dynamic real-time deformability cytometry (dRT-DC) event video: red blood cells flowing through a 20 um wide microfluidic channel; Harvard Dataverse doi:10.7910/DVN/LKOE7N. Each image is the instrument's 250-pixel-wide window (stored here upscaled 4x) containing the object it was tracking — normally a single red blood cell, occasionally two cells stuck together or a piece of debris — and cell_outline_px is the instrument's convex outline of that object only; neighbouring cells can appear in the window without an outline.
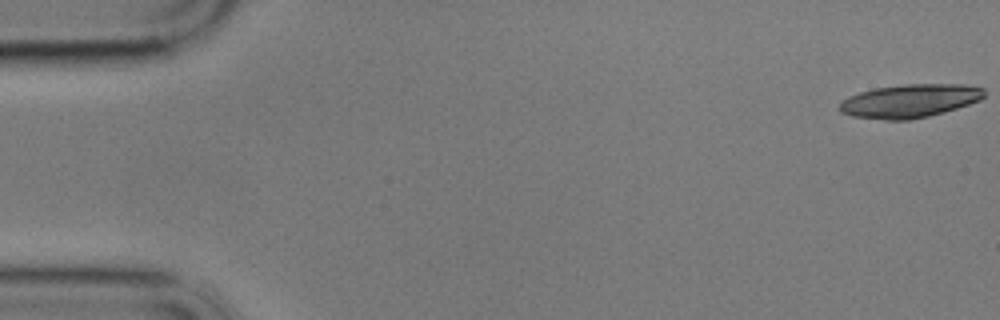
{"species": "common noctule bat (a hibernating species)", "species_latin": "Nyctalus noctula", "temperature_condition": "cold", "stored_images_in_passage": 19, "camera_frame_rate_fps": 3000, "um_per_image_px": 0.085, "animal": {"sex": "male", "body_mass_g": 17.9}, "frame": {"image": 1, "passage_image": 1, "time_ms": 0.0, "image_size_px": [1000, 320], "cell_outline_px": [[984, 96], [980, 100], [944, 112], [928, 116], [908, 120], [884, 120], [852, 116], [840, 112], [840, 104], [848, 96], [860, 92], [876, 88], [904, 84], [964, 84], [984, 88]], "centroid_in_image_um": [77.33, 8.58], "position_along_channel_um": 7.7, "area_um2": 28.03}}